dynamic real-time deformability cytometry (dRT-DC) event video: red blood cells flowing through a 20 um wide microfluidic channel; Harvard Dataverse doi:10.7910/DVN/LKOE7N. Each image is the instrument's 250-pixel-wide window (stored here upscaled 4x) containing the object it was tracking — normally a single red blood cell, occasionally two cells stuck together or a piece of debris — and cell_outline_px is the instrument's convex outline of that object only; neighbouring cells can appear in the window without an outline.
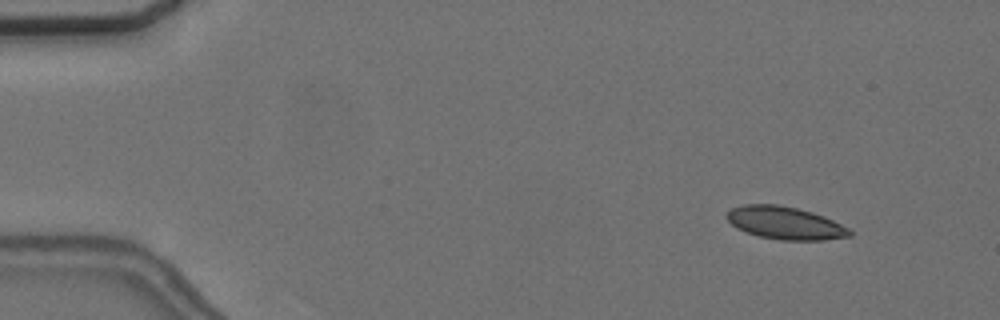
{"species": "common noctule bat (a hibernating species)", "species_latin": "Nyctalus noctula", "temperature_condition": "cold", "stored_images_in_passage": 57, "camera_frame_rate_fps": 3000, "um_per_image_px": 0.085, "animal": {"sex": "female", "body_mass_g": 24.6, "forearm_length_mm": 56.2}, "frame": {"image": 1, "passage_image": 6, "time_ms": 1.667, "image_size_px": [1000, 320], "cell_outline_px": [[852, 236], [824, 240], [780, 240], [760, 236], [736, 228], [724, 216], [732, 208], [744, 204], [776, 204], [796, 208], [812, 212], [824, 216], [848, 228], [852, 232]], "centroid_in_image_um": [66.73, 18.95], "position_along_channel_um": 18.3, "area_um2": 23.29}}
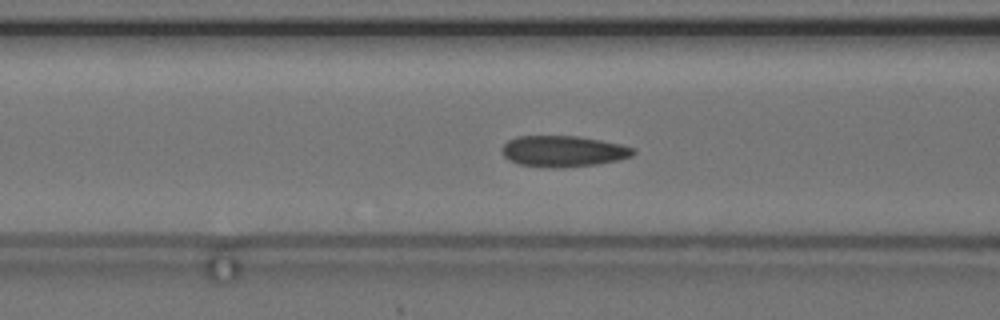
{"frame": {"image": 2, "passage_image": 23, "time_ms": 7.333, "image_size_px": [1000, 320], "cell_outline_px": [[636, 152], [632, 156], [616, 160], [596, 164], [564, 168], [552, 168], [520, 164], [508, 160], [504, 156], [500, 148], [508, 140], [516, 136], [580, 136], [620, 144], [636, 148]], "centroid_in_image_um": [47.86, 12.85], "position_along_channel_um": 118.7, "area_um2": 23.93}}
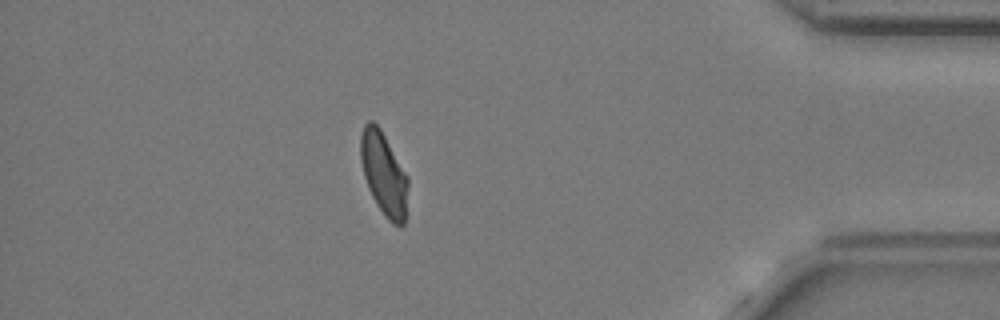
{"frame": {"image": 3, "passage_image": 50, "time_ms": 16.333, "image_size_px": [1000, 320], "cell_outline_px": [[408, 184], [404, 224], [400, 228], [392, 224], [384, 216], [376, 204], [368, 188], [364, 176], [360, 160], [360, 136], [364, 124], [368, 120], [372, 120], [380, 128], [408, 176]], "centroid_in_image_um": [32.61, 14.78], "position_along_channel_um": 402.6, "area_um2": 23.12}, "authors_computed_cell_mechanics": {"area_um2": 23.5246, "velocity_mm_per_s": 3.6219, "shape_relaxation_time_tau1_ms": 6.7542, "shape_relaxation_time_tau2_ms": 2.4835, "deformation_change_tau1": 0.1423, "deformation_change_tau2": 0.0727}}